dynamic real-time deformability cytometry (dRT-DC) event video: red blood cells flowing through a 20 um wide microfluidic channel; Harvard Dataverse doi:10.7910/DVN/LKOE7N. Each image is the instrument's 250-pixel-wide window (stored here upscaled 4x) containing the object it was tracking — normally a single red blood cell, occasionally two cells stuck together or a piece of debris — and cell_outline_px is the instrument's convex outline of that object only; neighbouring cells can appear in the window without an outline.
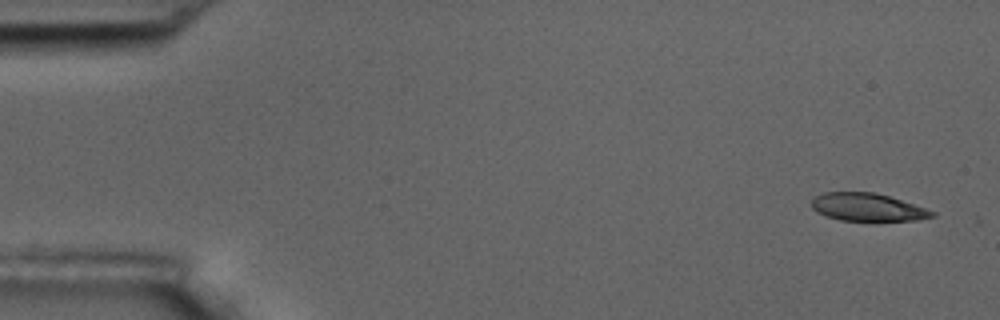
{"species": "common noctule bat (a hibernating species)", "species_latin": "Nyctalus noctula", "temperature_condition": "room temperature", "stored_images_in_passage": 2, "camera_frame_rate_fps": 3000, "um_per_image_px": 0.085, "animal": {"sex": "male", "body_mass_g": 17.5, "forearm_length_mm": 52.3}, "frame": {"image": 1, "passage_image": 1, "time_ms": 0.0, "image_size_px": [1000, 320], "cell_outline_px": [[936, 216], [916, 220], [876, 224], [840, 220], [816, 212], [812, 208], [812, 200], [816, 196], [824, 192], [876, 192], [936, 212]], "centroid_in_image_um": [73.76, 17.67], "position_along_channel_um": 11.2, "area_um2": 20.29}}